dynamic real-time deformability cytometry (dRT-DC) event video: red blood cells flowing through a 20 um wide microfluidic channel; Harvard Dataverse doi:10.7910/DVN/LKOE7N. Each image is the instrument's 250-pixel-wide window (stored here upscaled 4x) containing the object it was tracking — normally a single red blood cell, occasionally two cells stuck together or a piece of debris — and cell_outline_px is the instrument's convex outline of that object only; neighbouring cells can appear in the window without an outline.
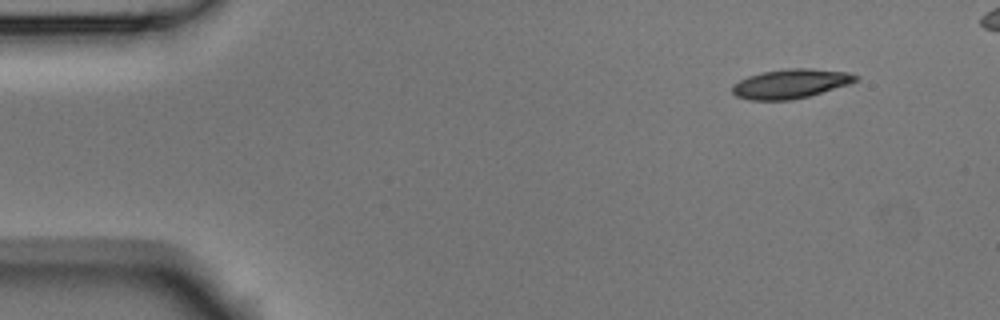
{"species": "Egyptian fruit bat (a non-hibernating species)", "species_latin": "Rousettus aegyptiacus", "temperature_condition": "room temperature", "stored_images_in_passage": 5, "camera_frame_rate_fps": 3000, "um_per_image_px": 0.085, "animal": {"sex": "male"}, "frame": {"image": 1, "passage_image": 1, "time_ms": 0.0, "image_size_px": [1000, 320], "cell_outline_px": [[860, 76], [856, 80], [848, 84], [808, 96], [792, 100], [748, 100], [736, 96], [732, 92], [732, 84], [748, 76], [764, 72], [788, 68], [812, 68], [848, 72]], "centroid_in_image_um": [67.18, 7.11], "position_along_channel_um": 17.8, "area_um2": 20.98}}